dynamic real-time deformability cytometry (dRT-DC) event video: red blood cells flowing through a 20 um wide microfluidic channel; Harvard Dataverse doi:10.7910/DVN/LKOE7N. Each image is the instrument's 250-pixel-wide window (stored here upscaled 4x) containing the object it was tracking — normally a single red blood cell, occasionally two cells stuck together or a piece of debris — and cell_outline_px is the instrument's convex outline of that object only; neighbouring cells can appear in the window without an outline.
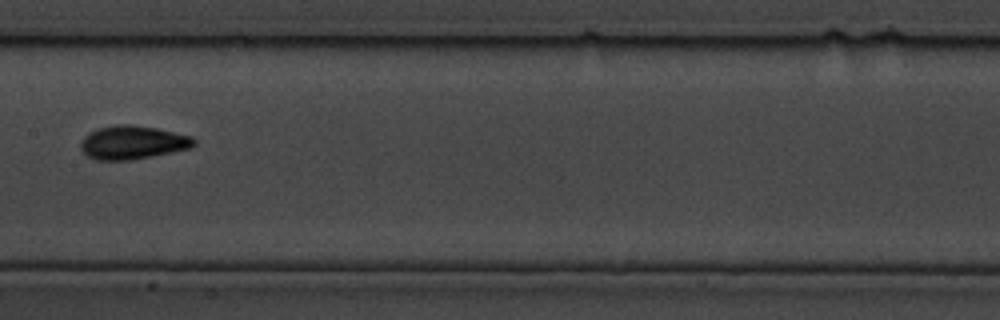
{"species": "common noctule bat (a hibernating species)", "species_latin": "Nyctalus noctula", "temperature_condition": "cold", "stored_images_in_passage": 23, "camera_frame_rate_fps": 3000, "um_per_image_px": 0.085, "animal": {"sex": "male", "body_mass_g": 19.5, "forearm_length_mm": 54.6}, "frame": {"image": 1, "passage_image": 10, "time_ms": 3.0, "image_size_px": [1000, 320], "cell_outline_px": [[196, 144], [192, 148], [152, 156], [128, 160], [96, 160], [88, 156], [80, 148], [80, 144], [84, 136], [88, 132], [100, 128], [116, 124], [128, 124], [156, 128], [192, 136], [196, 140]], "centroid_in_image_um": [11.29, 12.11], "position_along_channel_um": 196.1, "area_um2": 22.14}}
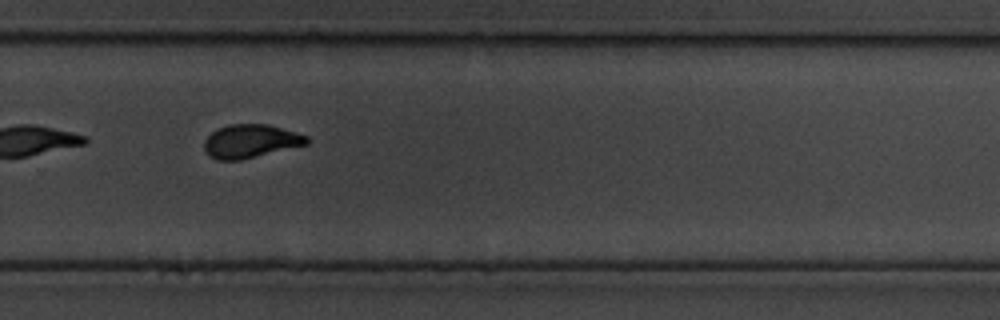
{"frame": {"image": 2, "passage_image": 14, "time_ms": 4.333, "image_size_px": [1000, 320], "cell_outline_px": [[308, 144], [240, 160], [216, 160], [204, 148], [204, 140], [216, 128], [228, 124], [268, 124], [308, 136]], "centroid_in_image_um": [21.29, 11.99], "position_along_channel_um": 308.5, "area_um2": 19.83}}